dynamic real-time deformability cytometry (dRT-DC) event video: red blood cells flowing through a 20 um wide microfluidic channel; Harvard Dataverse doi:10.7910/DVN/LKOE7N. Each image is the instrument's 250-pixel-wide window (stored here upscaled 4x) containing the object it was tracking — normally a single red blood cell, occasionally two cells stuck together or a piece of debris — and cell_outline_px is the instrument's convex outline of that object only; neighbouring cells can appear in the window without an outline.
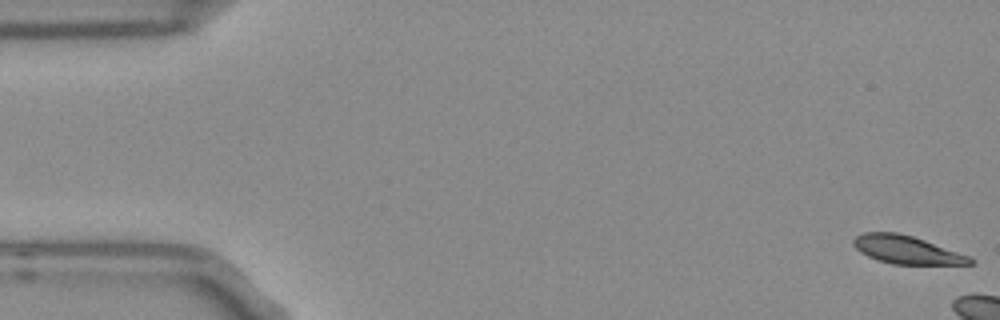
{"species": "Egyptian fruit bat (a non-hibernating species)", "species_latin": "Rousettus aegyptiacus", "temperature_condition": "room temperature", "stored_images_in_passage": 6, "camera_frame_rate_fps": 3000, "um_per_image_px": 0.085, "frame": {"image": 1, "passage_image": 1, "time_ms": 0.0, "image_size_px": [1000, 320], "cell_outline_px": [[976, 260], [972, 264], [892, 264], [876, 260], [860, 252], [852, 244], [852, 240], [856, 236], [864, 232], [896, 232], [912, 236], [924, 240], [968, 256]], "centroid_in_image_um": [77.01, 21.23], "position_along_channel_um": 8.0, "area_um2": 18.9}}